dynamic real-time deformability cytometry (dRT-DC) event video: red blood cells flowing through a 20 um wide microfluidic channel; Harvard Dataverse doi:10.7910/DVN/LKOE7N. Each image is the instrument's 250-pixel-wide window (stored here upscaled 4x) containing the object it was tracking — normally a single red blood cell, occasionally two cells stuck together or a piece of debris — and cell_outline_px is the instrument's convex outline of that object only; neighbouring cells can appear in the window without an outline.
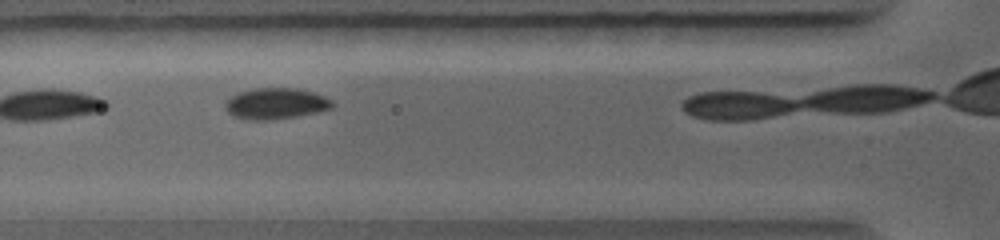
{"species": "common noctule bat (a hibernating species)", "species_latin": "Nyctalus noctula", "temperature_condition": "warm", "stored_images_in_passage": 23, "camera_frame_rate_fps": 5000, "um_per_image_px": 0.085, "animal": {"sex": "female", "body_mass_g": 19.0, "forearm_length_mm": 56.7}, "frame": {"image": 1, "passage_image": 4, "time_ms": 0.6, "image_size_px": [1000, 240], "cell_outline_px": [[336, 104], [332, 108], [316, 112], [296, 116], [272, 120], [244, 120], [232, 116], [224, 108], [224, 100], [236, 92], [252, 88], [300, 88], [324, 96], [332, 100]], "centroid_in_image_um": [23.38, 8.8], "position_along_channel_um": 102.4, "area_um2": 19.88}}